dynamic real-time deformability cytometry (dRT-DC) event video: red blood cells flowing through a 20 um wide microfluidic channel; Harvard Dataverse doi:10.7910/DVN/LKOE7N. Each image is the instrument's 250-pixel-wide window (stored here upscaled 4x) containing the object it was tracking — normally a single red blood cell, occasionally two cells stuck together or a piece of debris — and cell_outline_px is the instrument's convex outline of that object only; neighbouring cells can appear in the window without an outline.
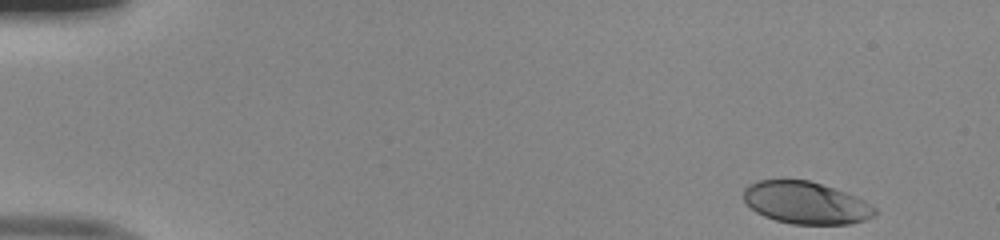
{"species": "human", "species_latin": "Homo sapiens", "temperature_condition": "room temperature", "stored_images_in_passage": 48, "camera_frame_rate_fps": 3000, "um_per_image_px": 0.085, "donor": {"sex": "male"}, "frame": {"image": 1, "passage_image": 1, "time_ms": 0.0, "image_size_px": [1000, 240], "cell_outline_px": [[876, 212], [872, 216], [864, 220], [848, 224], [792, 224], [776, 220], [764, 216], [756, 212], [744, 200], [744, 188], [748, 184], [756, 180], [808, 180], [856, 196], [864, 200], [876, 208]], "centroid_in_image_um": [68.47, 17.24], "position_along_channel_um": 16.5, "area_um2": 32.02}}
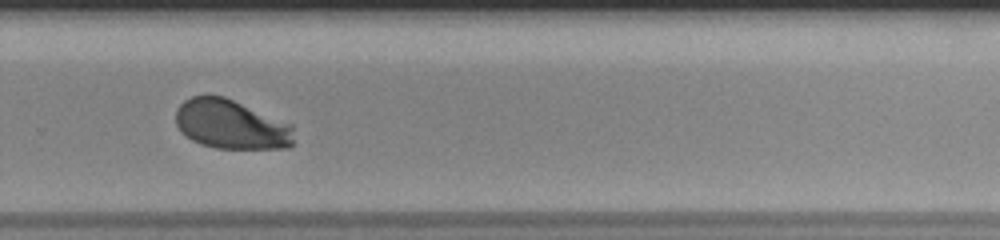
{"frame": {"image": 2, "passage_image": 33, "time_ms": 10.667, "image_size_px": [1000, 240], "cell_outline_px": [[292, 144], [288, 148], [216, 148], [200, 144], [192, 140], [180, 132], [176, 124], [176, 108], [184, 100], [192, 96], [224, 96], [292, 124]], "centroid_in_image_um": [19.61, 10.58], "position_along_channel_um": 310.2, "area_um2": 33.87}}
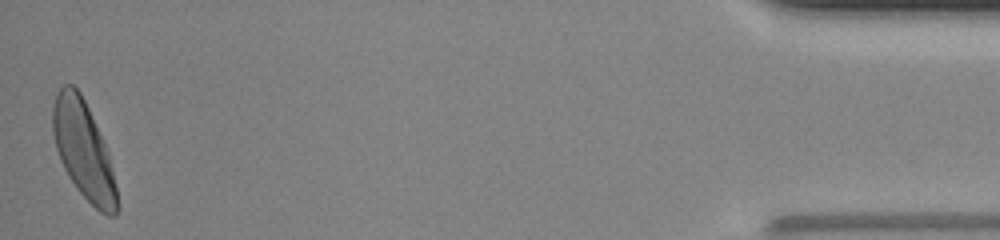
{"frame": {"image": 3, "passage_image": 48, "time_ms": 15.667, "image_size_px": [1000, 240], "cell_outline_px": [[116, 216], [108, 216], [100, 212], [76, 188], [68, 176], [60, 160], [56, 148], [52, 132], [52, 108], [56, 96], [60, 88], [64, 84], [72, 84], [80, 92], [88, 108], [108, 152], [116, 188]], "centroid_in_image_um": [7.06, 12.75], "position_along_channel_um": 428.1, "area_um2": 35.84}, "authors_computed_cell_mechanics": {"area_um2": 34.2176, "velocity_mm_per_s": 4.0023, "shape_relaxation_time_tau1_ms": 2.7088, "shape_relaxation_time_tau2_ms": null, "deformation_change_tau1": 0.1572, "deformation_change_tau2": null}}